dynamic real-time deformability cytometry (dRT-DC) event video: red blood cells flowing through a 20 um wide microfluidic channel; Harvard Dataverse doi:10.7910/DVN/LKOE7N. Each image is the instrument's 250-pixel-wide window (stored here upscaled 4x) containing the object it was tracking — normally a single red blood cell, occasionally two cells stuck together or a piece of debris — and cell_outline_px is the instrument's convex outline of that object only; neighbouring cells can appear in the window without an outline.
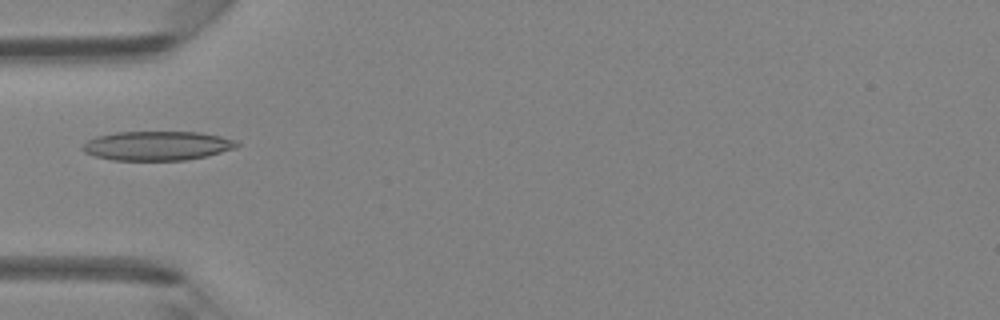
{"species": "Egyptian fruit bat (a non-hibernating species)", "species_latin": "Rousettus aegyptiacus", "temperature_condition": "room temperature", "stored_images_in_passage": 6, "camera_frame_rate_fps": 3000, "um_per_image_px": 0.085, "animal": {"sex": "female"}, "frame": {"image": 1, "passage_image": 5, "time_ms": 4.667, "image_size_px": [1000, 320], "cell_outline_px": [[240, 144], [236, 148], [208, 156], [184, 160], [112, 160], [96, 156], [84, 152], [80, 148], [88, 140], [96, 136], [116, 132], [200, 132], [220, 136], [236, 140]], "centroid_in_image_um": [13.38, 12.39], "position_along_channel_um": 71.6, "area_um2": 26.36}}
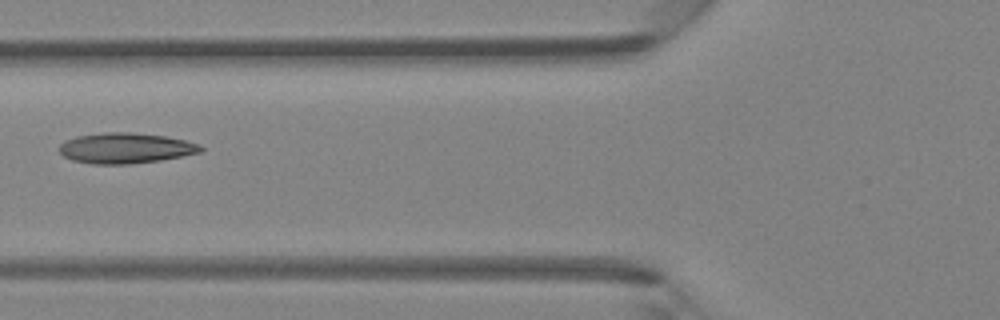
{"frame": {"image": 2, "passage_image": 6, "time_ms": 5.667, "image_size_px": [1000, 320], "cell_outline_px": [[204, 148], [200, 152], [160, 160], [132, 164], [92, 164], [72, 160], [64, 156], [60, 152], [60, 144], [64, 140], [76, 136], [104, 132], [128, 132], [164, 136], [184, 140], [200, 144]], "centroid_in_image_um": [10.64, 12.59], "position_along_channel_um": 115.2, "area_um2": 25.09}}